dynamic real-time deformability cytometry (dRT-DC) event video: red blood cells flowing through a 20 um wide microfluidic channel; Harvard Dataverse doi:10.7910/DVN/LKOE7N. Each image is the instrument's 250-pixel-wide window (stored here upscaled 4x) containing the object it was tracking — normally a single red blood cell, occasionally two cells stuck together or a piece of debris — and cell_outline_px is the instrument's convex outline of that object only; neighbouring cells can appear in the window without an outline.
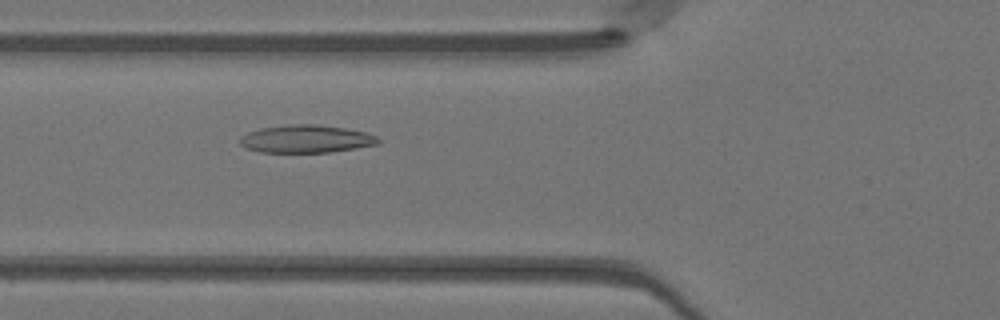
{"species": "Egyptian fruit bat (a non-hibernating species)", "species_latin": "Rousettus aegyptiacus", "temperature_condition": "warm", "stored_images_in_passage": 50, "camera_frame_rate_fps": 3000, "um_per_image_px": 0.085, "animal": {"sex": "female"}, "frame": {"image": 1, "passage_image": 19, "time_ms": 6.0, "image_size_px": [1000, 320], "cell_outline_px": [[380, 144], [356, 148], [328, 152], [260, 152], [244, 148], [240, 144], [240, 136], [248, 132], [260, 128], [288, 124], [316, 124], [344, 128], [364, 132], [376, 136], [380, 140]], "centroid_in_image_um": [25.99, 11.81], "position_along_channel_um": 99.8, "area_um2": 22.43}}
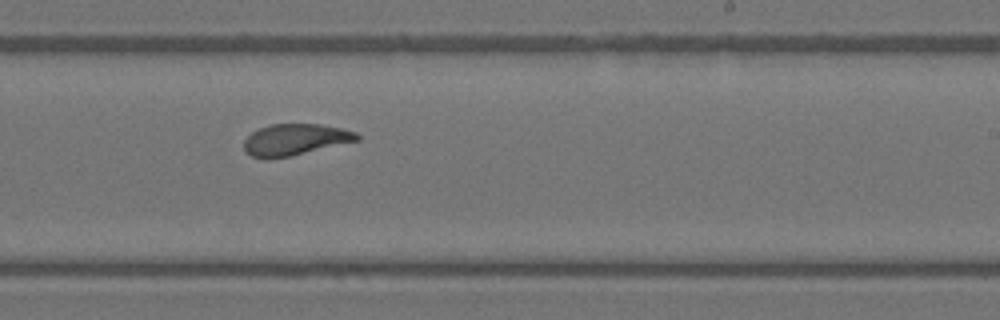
{"frame": {"image": 2, "passage_image": 31, "time_ms": 10.0, "image_size_px": [1000, 320], "cell_outline_px": [[360, 140], [288, 156], [268, 160], [252, 156], [244, 148], [244, 140], [252, 132], [260, 128], [272, 124], [320, 124], [340, 128], [356, 132], [360, 136]], "centroid_in_image_um": [25.08, 11.87], "position_along_channel_um": 263.9, "area_um2": 20.46}}
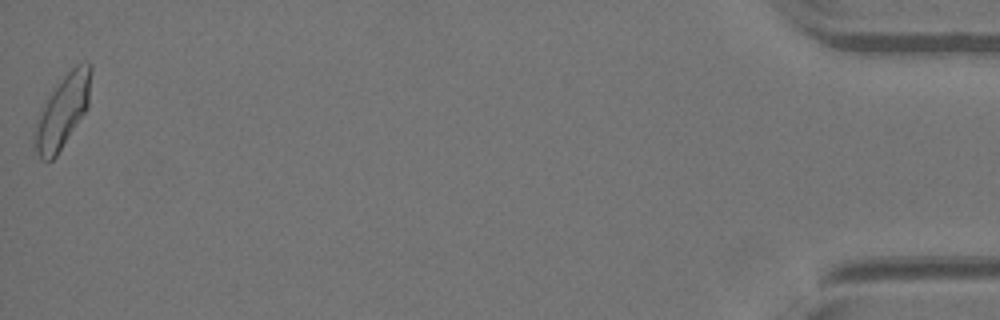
{"frame": {"image": 3, "passage_image": 50, "time_ms": 16.333, "image_size_px": [1000, 320], "cell_outline_px": [[92, 72], [88, 108], [56, 156], [52, 160], [40, 160], [32, 148], [32, 132], [36, 120], [48, 96], [60, 80], [76, 64], [84, 60], [88, 60], [92, 64]], "centroid_in_image_um": [5.3, 9.47], "position_along_channel_um": 429.9, "area_um2": 24.39}, "authors_computed_cell_mechanics": {"area_um2": 21.8773, "velocity_mm_per_s": 4.0959, "shape_relaxation_time_tau1_ms": 3.5788, "shape_relaxation_time_tau2_ms": 1.5256, "deformation_change_tau1": 0.1346, "deformation_change_tau2": 0.0745}}